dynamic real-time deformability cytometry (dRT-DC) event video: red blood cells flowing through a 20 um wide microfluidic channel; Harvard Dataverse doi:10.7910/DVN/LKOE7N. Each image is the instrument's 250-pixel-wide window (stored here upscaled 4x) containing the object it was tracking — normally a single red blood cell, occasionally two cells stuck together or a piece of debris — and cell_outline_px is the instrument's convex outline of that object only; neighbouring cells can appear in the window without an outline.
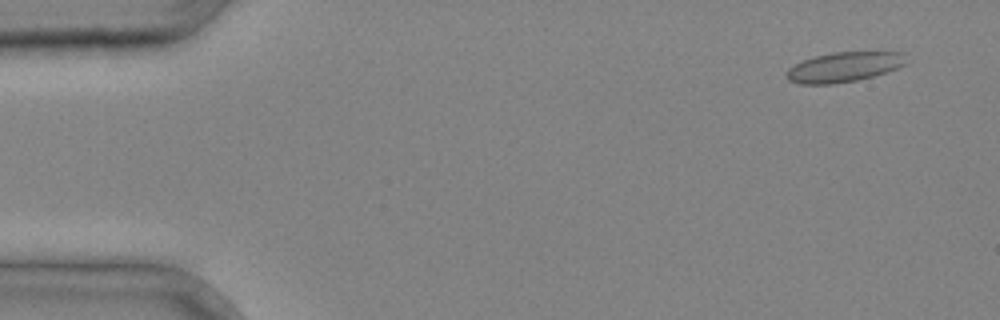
{"species": "common noctule bat (a hibernating species)", "species_latin": "Nyctalus noctula", "temperature_condition": "cold", "stored_images_in_passage": 3, "camera_frame_rate_fps": 3000, "um_per_image_px": 0.085, "animal": {"sex": "male", "body_mass_g": 20.4}, "frame": {"image": 1, "passage_image": 1, "time_ms": 0.0, "image_size_px": [1000, 320], "cell_outline_px": [[908, 64], [872, 76], [856, 80], [832, 84], [800, 84], [788, 80], [784, 76], [784, 72], [788, 68], [804, 60], [816, 56], [832, 52], [904, 52]], "centroid_in_image_um": [71.72, 5.7], "position_along_channel_um": 13.3, "area_um2": 20.81}}